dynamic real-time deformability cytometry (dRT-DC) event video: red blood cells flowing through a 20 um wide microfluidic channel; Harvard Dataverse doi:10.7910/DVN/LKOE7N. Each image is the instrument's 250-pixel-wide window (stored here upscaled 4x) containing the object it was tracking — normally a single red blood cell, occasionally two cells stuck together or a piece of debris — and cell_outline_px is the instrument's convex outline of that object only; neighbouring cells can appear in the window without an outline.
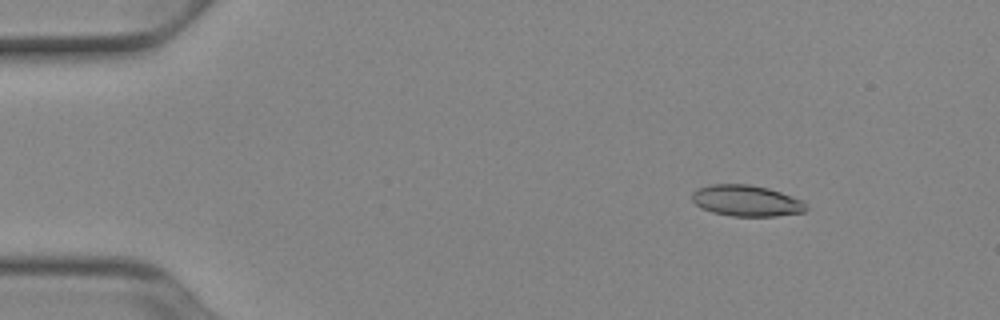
{"species": "Egyptian fruit bat (a non-hibernating species)", "species_latin": "Rousettus aegyptiacus", "temperature_condition": "cold", "stored_images_in_passage": 52, "camera_frame_rate_fps": 3000, "um_per_image_px": 0.085, "animal": {"sex": "female"}, "frame": {"image": 1, "passage_image": 7, "time_ms": 2.0, "image_size_px": [1000, 320], "cell_outline_px": [[808, 208], [804, 212], [776, 216], [732, 216], [712, 212], [700, 208], [692, 200], [692, 192], [696, 188], [708, 184], [748, 184], [768, 188], [804, 200], [808, 204]], "centroid_in_image_um": [63.45, 17.06], "position_along_channel_um": 21.6, "area_um2": 20.98}}
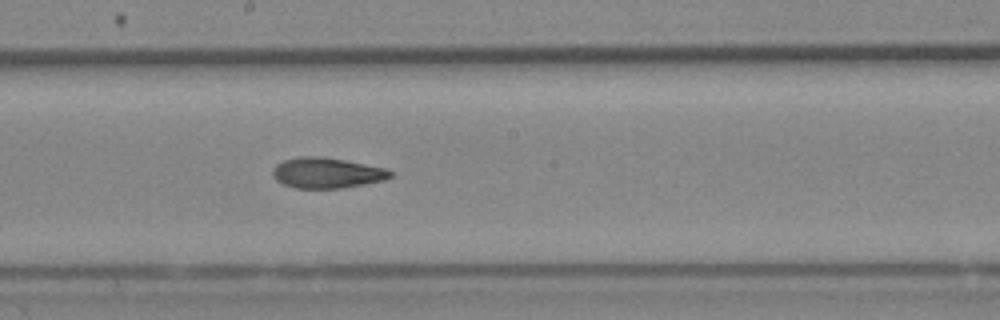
{"frame": {"image": 2, "passage_image": 29, "time_ms": 9.333, "image_size_px": [1000, 320], "cell_outline_px": [[392, 176], [384, 180], [344, 188], [296, 188], [284, 184], [276, 180], [272, 176], [272, 168], [276, 164], [284, 160], [300, 156], [320, 156], [344, 160], [388, 168], [392, 172]], "centroid_in_image_um": [27.77, 14.69], "position_along_channel_um": 220.4, "area_um2": 21.04}}
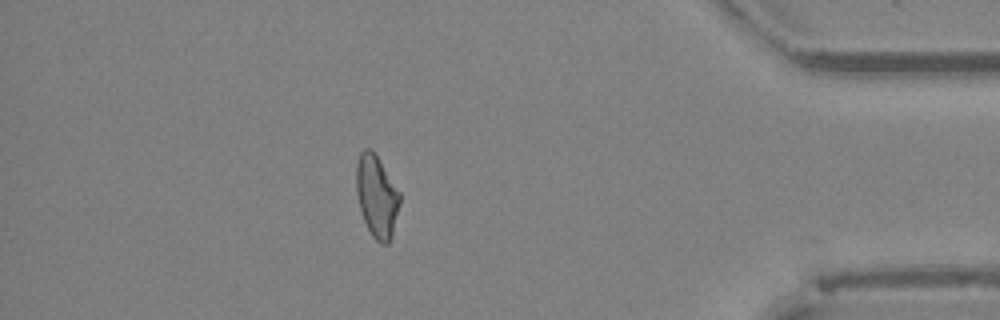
{"frame": {"image": 3, "passage_image": 46, "time_ms": 15.0, "image_size_px": [1000, 320], "cell_outline_px": [[400, 204], [392, 236], [388, 244], [380, 244], [372, 236], [364, 220], [360, 208], [356, 192], [356, 164], [360, 152], [364, 148], [372, 148], [400, 192]], "centroid_in_image_um": [32.02, 16.67], "position_along_channel_um": 403.2, "area_um2": 20.92}, "authors_computed_cell_mechanics": {"area_um2": 21.0392, "velocity_mm_per_s": 3.9134, "shape_relaxation_time_tau1_ms": null, "shape_relaxation_time_tau2_ms": 3.9105, "deformation_change_tau1": null, "deformation_change_tau2": 0.1095}}